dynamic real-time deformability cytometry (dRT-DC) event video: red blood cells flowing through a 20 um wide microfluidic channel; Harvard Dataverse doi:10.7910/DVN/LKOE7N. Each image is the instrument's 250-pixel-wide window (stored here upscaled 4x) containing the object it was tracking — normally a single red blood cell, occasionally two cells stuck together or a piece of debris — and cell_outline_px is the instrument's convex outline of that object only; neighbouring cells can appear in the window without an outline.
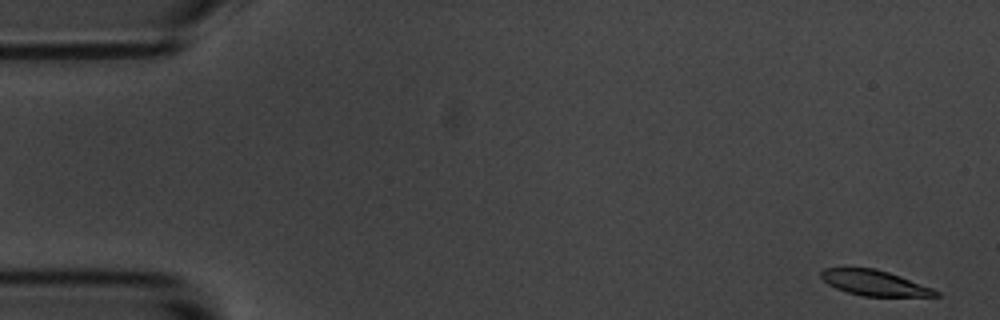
{"species": "common noctule bat (a hibernating species)", "species_latin": "Nyctalus noctula", "temperature_condition": "room temperature", "stored_images_in_passage": 17, "camera_frame_rate_fps": 3000, "um_per_image_px": 0.085, "animal": {"sex": "male", "body_mass_g": 20.1, "forearm_length_mm": 53.5}, "frame": {"image": 1, "passage_image": 1, "time_ms": 0.0, "image_size_px": [1000, 320], "cell_outline_px": [[940, 296], [864, 296], [848, 292], [836, 288], [828, 284], [820, 276], [820, 272], [824, 268], [876, 268], [900, 276], [932, 288], [940, 292]], "centroid_in_image_um": [74.32, 24.04], "position_along_channel_um": 10.7, "area_um2": 16.76}}
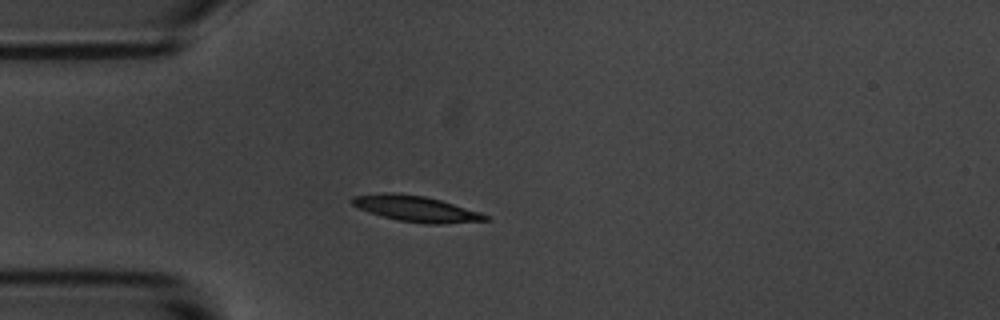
{"frame": {"image": 2, "passage_image": 14, "time_ms": 4.333, "image_size_px": [1000, 320], "cell_outline_px": [[492, 220], [440, 224], [424, 224], [400, 220], [368, 212], [352, 204], [348, 200], [352, 196], [380, 192], [400, 192], [424, 196], [440, 200], [480, 212], [488, 216]], "centroid_in_image_um": [35.33, 17.72], "position_along_channel_um": 49.7, "area_um2": 20.17}}